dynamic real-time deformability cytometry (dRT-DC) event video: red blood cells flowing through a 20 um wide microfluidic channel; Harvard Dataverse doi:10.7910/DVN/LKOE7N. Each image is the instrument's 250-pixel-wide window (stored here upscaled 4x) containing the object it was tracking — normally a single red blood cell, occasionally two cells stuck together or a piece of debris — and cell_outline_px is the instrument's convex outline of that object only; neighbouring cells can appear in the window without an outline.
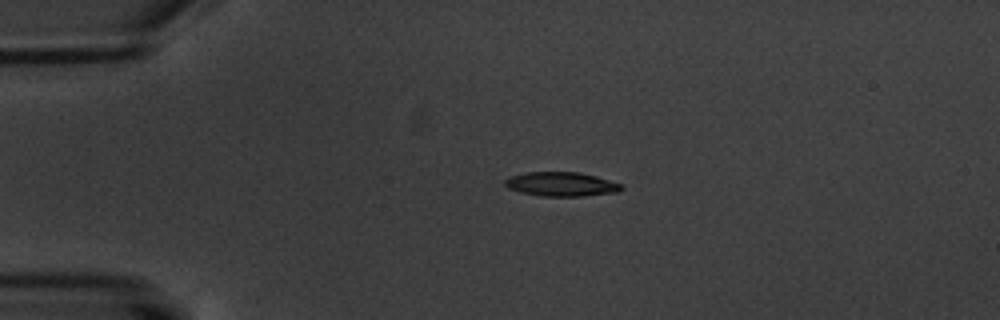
{"species": "common noctule bat (a hibernating species)", "species_latin": "Nyctalus noctula", "temperature_condition": "warm", "stored_images_in_passage": 6, "camera_frame_rate_fps": 3000, "um_per_image_px": 0.085, "animal": {"sex": "male", "body_mass_g": 20.1, "forearm_length_mm": 53.5}, "frame": {"image": 1, "passage_image": 4, "time_ms": 3.333, "image_size_px": [1000, 320], "cell_outline_px": [[624, 188], [620, 192], [584, 196], [540, 196], [520, 192], [508, 188], [504, 184], [504, 180], [508, 176], [524, 172], [580, 172], [596, 176], [620, 184]], "centroid_in_image_um": [47.68, 15.65], "position_along_channel_um": 37.3, "area_um2": 16.59}}
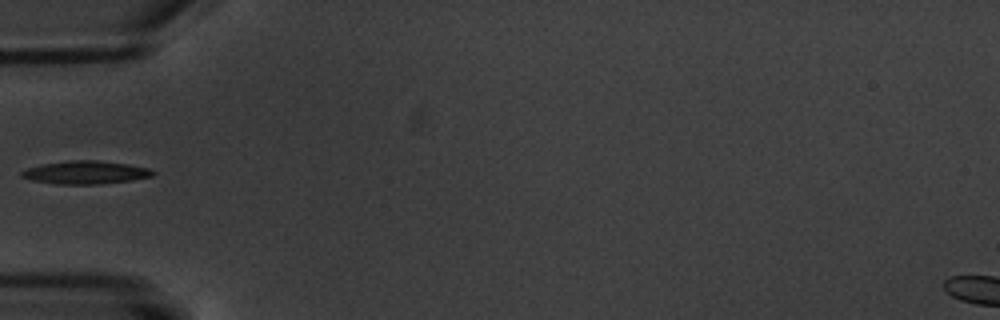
{"frame": {"image": 2, "passage_image": 6, "time_ms": 5.667, "image_size_px": [1000, 320], "cell_outline_px": [[156, 172], [152, 176], [132, 180], [100, 184], [56, 184], [32, 180], [20, 176], [20, 172], [28, 168], [44, 164], [72, 160], [96, 160], [128, 164], [148, 168]], "centroid_in_image_um": [7.28, 14.66], "position_along_channel_um": 77.7, "area_um2": 17.51}}